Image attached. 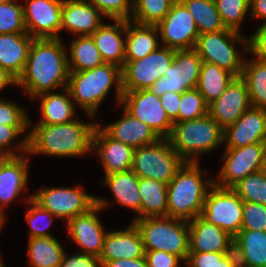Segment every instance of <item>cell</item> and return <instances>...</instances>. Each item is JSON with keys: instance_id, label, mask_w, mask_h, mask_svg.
<instances>
[{"instance_id": "1", "label": "cell", "mask_w": 266, "mask_h": 267, "mask_svg": "<svg viewBox=\"0 0 266 267\" xmlns=\"http://www.w3.org/2000/svg\"><path fill=\"white\" fill-rule=\"evenodd\" d=\"M61 38L34 39L22 74L16 80L32 100L56 88H66L69 68Z\"/></svg>"}, {"instance_id": "2", "label": "cell", "mask_w": 266, "mask_h": 267, "mask_svg": "<svg viewBox=\"0 0 266 267\" xmlns=\"http://www.w3.org/2000/svg\"><path fill=\"white\" fill-rule=\"evenodd\" d=\"M97 123L78 119L66 124L35 125L26 135L28 154L56 157L82 156L92 152L93 132Z\"/></svg>"}, {"instance_id": "3", "label": "cell", "mask_w": 266, "mask_h": 267, "mask_svg": "<svg viewBox=\"0 0 266 267\" xmlns=\"http://www.w3.org/2000/svg\"><path fill=\"white\" fill-rule=\"evenodd\" d=\"M199 162H185L167 184V216L192 220L201 216L209 188L215 180H203Z\"/></svg>"}, {"instance_id": "4", "label": "cell", "mask_w": 266, "mask_h": 267, "mask_svg": "<svg viewBox=\"0 0 266 267\" xmlns=\"http://www.w3.org/2000/svg\"><path fill=\"white\" fill-rule=\"evenodd\" d=\"M113 84L116 88L117 103L120 104L123 95L122 69L117 65L104 63L86 71H69L67 88L72 100L80 105L92 120Z\"/></svg>"}, {"instance_id": "5", "label": "cell", "mask_w": 266, "mask_h": 267, "mask_svg": "<svg viewBox=\"0 0 266 267\" xmlns=\"http://www.w3.org/2000/svg\"><path fill=\"white\" fill-rule=\"evenodd\" d=\"M167 139L185 162H199L200 154L224 144V130L207 114L199 119L174 123Z\"/></svg>"}, {"instance_id": "6", "label": "cell", "mask_w": 266, "mask_h": 267, "mask_svg": "<svg viewBox=\"0 0 266 267\" xmlns=\"http://www.w3.org/2000/svg\"><path fill=\"white\" fill-rule=\"evenodd\" d=\"M145 251H165L186 262L189 254V224L187 220L169 216L145 217L133 220Z\"/></svg>"}, {"instance_id": "7", "label": "cell", "mask_w": 266, "mask_h": 267, "mask_svg": "<svg viewBox=\"0 0 266 267\" xmlns=\"http://www.w3.org/2000/svg\"><path fill=\"white\" fill-rule=\"evenodd\" d=\"M231 29L204 33L198 36L194 50L204 62H209L228 70L235 77H241L244 60L235 48V43H242L243 52L248 53V39Z\"/></svg>"}, {"instance_id": "8", "label": "cell", "mask_w": 266, "mask_h": 267, "mask_svg": "<svg viewBox=\"0 0 266 267\" xmlns=\"http://www.w3.org/2000/svg\"><path fill=\"white\" fill-rule=\"evenodd\" d=\"M184 163L168 139L160 138L153 144L134 149L131 170L139 178L168 184Z\"/></svg>"}, {"instance_id": "9", "label": "cell", "mask_w": 266, "mask_h": 267, "mask_svg": "<svg viewBox=\"0 0 266 267\" xmlns=\"http://www.w3.org/2000/svg\"><path fill=\"white\" fill-rule=\"evenodd\" d=\"M243 202L232 188L214 184L206 195L201 217L235 237L241 231Z\"/></svg>"}, {"instance_id": "10", "label": "cell", "mask_w": 266, "mask_h": 267, "mask_svg": "<svg viewBox=\"0 0 266 267\" xmlns=\"http://www.w3.org/2000/svg\"><path fill=\"white\" fill-rule=\"evenodd\" d=\"M176 50L161 47L134 61H125L122 68L123 91L148 90L164 77L165 70L173 63Z\"/></svg>"}, {"instance_id": "11", "label": "cell", "mask_w": 266, "mask_h": 267, "mask_svg": "<svg viewBox=\"0 0 266 267\" xmlns=\"http://www.w3.org/2000/svg\"><path fill=\"white\" fill-rule=\"evenodd\" d=\"M202 59L194 49L176 50L173 63L165 70L164 77L148 90L158 97L165 93H180L195 89L198 84Z\"/></svg>"}, {"instance_id": "12", "label": "cell", "mask_w": 266, "mask_h": 267, "mask_svg": "<svg viewBox=\"0 0 266 267\" xmlns=\"http://www.w3.org/2000/svg\"><path fill=\"white\" fill-rule=\"evenodd\" d=\"M81 187L43 188L32 195V199L55 218L67 220L88 212L96 205V196Z\"/></svg>"}, {"instance_id": "13", "label": "cell", "mask_w": 266, "mask_h": 267, "mask_svg": "<svg viewBox=\"0 0 266 267\" xmlns=\"http://www.w3.org/2000/svg\"><path fill=\"white\" fill-rule=\"evenodd\" d=\"M132 117L147 124L159 138L167 139L173 121L163 109L160 97L149 90L123 91L119 105Z\"/></svg>"}, {"instance_id": "14", "label": "cell", "mask_w": 266, "mask_h": 267, "mask_svg": "<svg viewBox=\"0 0 266 267\" xmlns=\"http://www.w3.org/2000/svg\"><path fill=\"white\" fill-rule=\"evenodd\" d=\"M265 154L266 142L225 148V161L214 184L221 188H232L249 174L260 171Z\"/></svg>"}, {"instance_id": "15", "label": "cell", "mask_w": 266, "mask_h": 267, "mask_svg": "<svg viewBox=\"0 0 266 267\" xmlns=\"http://www.w3.org/2000/svg\"><path fill=\"white\" fill-rule=\"evenodd\" d=\"M157 27L164 47L175 50L194 49L199 36L198 28L193 16L180 0L174 2Z\"/></svg>"}, {"instance_id": "16", "label": "cell", "mask_w": 266, "mask_h": 267, "mask_svg": "<svg viewBox=\"0 0 266 267\" xmlns=\"http://www.w3.org/2000/svg\"><path fill=\"white\" fill-rule=\"evenodd\" d=\"M108 203L110 202L105 198L96 197V205L93 208L67 222L68 233L80 246L82 253L100 257L107 232L97 214L104 210Z\"/></svg>"}, {"instance_id": "17", "label": "cell", "mask_w": 266, "mask_h": 267, "mask_svg": "<svg viewBox=\"0 0 266 267\" xmlns=\"http://www.w3.org/2000/svg\"><path fill=\"white\" fill-rule=\"evenodd\" d=\"M23 19L34 39L60 38L63 0H26Z\"/></svg>"}, {"instance_id": "18", "label": "cell", "mask_w": 266, "mask_h": 267, "mask_svg": "<svg viewBox=\"0 0 266 267\" xmlns=\"http://www.w3.org/2000/svg\"><path fill=\"white\" fill-rule=\"evenodd\" d=\"M250 107L247 86L241 77H235L223 94L208 104V114L225 130L238 121Z\"/></svg>"}, {"instance_id": "19", "label": "cell", "mask_w": 266, "mask_h": 267, "mask_svg": "<svg viewBox=\"0 0 266 267\" xmlns=\"http://www.w3.org/2000/svg\"><path fill=\"white\" fill-rule=\"evenodd\" d=\"M266 142V109L248 108L238 121L224 130L226 148Z\"/></svg>"}, {"instance_id": "20", "label": "cell", "mask_w": 266, "mask_h": 267, "mask_svg": "<svg viewBox=\"0 0 266 267\" xmlns=\"http://www.w3.org/2000/svg\"><path fill=\"white\" fill-rule=\"evenodd\" d=\"M97 150L105 175L132 169L134 148L112 139L99 123L94 129L92 149Z\"/></svg>"}, {"instance_id": "21", "label": "cell", "mask_w": 266, "mask_h": 267, "mask_svg": "<svg viewBox=\"0 0 266 267\" xmlns=\"http://www.w3.org/2000/svg\"><path fill=\"white\" fill-rule=\"evenodd\" d=\"M189 252H231L233 239L228 232L201 216L189 220Z\"/></svg>"}, {"instance_id": "22", "label": "cell", "mask_w": 266, "mask_h": 267, "mask_svg": "<svg viewBox=\"0 0 266 267\" xmlns=\"http://www.w3.org/2000/svg\"><path fill=\"white\" fill-rule=\"evenodd\" d=\"M145 257L141 234L132 222L125 230L107 232L99 259L105 265L116 259H137Z\"/></svg>"}, {"instance_id": "23", "label": "cell", "mask_w": 266, "mask_h": 267, "mask_svg": "<svg viewBox=\"0 0 266 267\" xmlns=\"http://www.w3.org/2000/svg\"><path fill=\"white\" fill-rule=\"evenodd\" d=\"M102 15L88 0H63L60 30L91 36L103 24Z\"/></svg>"}, {"instance_id": "24", "label": "cell", "mask_w": 266, "mask_h": 267, "mask_svg": "<svg viewBox=\"0 0 266 267\" xmlns=\"http://www.w3.org/2000/svg\"><path fill=\"white\" fill-rule=\"evenodd\" d=\"M28 158L25 156L0 157V210L4 212L28 183Z\"/></svg>"}, {"instance_id": "25", "label": "cell", "mask_w": 266, "mask_h": 267, "mask_svg": "<svg viewBox=\"0 0 266 267\" xmlns=\"http://www.w3.org/2000/svg\"><path fill=\"white\" fill-rule=\"evenodd\" d=\"M112 21L110 25L103 23L91 37L104 62L122 69L125 65L126 20Z\"/></svg>"}, {"instance_id": "26", "label": "cell", "mask_w": 266, "mask_h": 267, "mask_svg": "<svg viewBox=\"0 0 266 267\" xmlns=\"http://www.w3.org/2000/svg\"><path fill=\"white\" fill-rule=\"evenodd\" d=\"M33 40L28 33L0 34V67L16 80L24 70Z\"/></svg>"}, {"instance_id": "27", "label": "cell", "mask_w": 266, "mask_h": 267, "mask_svg": "<svg viewBox=\"0 0 266 267\" xmlns=\"http://www.w3.org/2000/svg\"><path fill=\"white\" fill-rule=\"evenodd\" d=\"M120 120L101 128L114 140L131 147L153 144L160 138L153 130L139 119L132 117L125 110Z\"/></svg>"}, {"instance_id": "28", "label": "cell", "mask_w": 266, "mask_h": 267, "mask_svg": "<svg viewBox=\"0 0 266 267\" xmlns=\"http://www.w3.org/2000/svg\"><path fill=\"white\" fill-rule=\"evenodd\" d=\"M157 25H142L126 20L125 61H134L159 48Z\"/></svg>"}, {"instance_id": "29", "label": "cell", "mask_w": 266, "mask_h": 267, "mask_svg": "<svg viewBox=\"0 0 266 267\" xmlns=\"http://www.w3.org/2000/svg\"><path fill=\"white\" fill-rule=\"evenodd\" d=\"M239 266L266 267V231L241 230L233 239Z\"/></svg>"}, {"instance_id": "30", "label": "cell", "mask_w": 266, "mask_h": 267, "mask_svg": "<svg viewBox=\"0 0 266 267\" xmlns=\"http://www.w3.org/2000/svg\"><path fill=\"white\" fill-rule=\"evenodd\" d=\"M64 93L48 92L34 99H40L41 119L36 125L66 124L76 120L74 102L69 89L63 88Z\"/></svg>"}, {"instance_id": "31", "label": "cell", "mask_w": 266, "mask_h": 267, "mask_svg": "<svg viewBox=\"0 0 266 267\" xmlns=\"http://www.w3.org/2000/svg\"><path fill=\"white\" fill-rule=\"evenodd\" d=\"M103 181L111 190L116 202L135 211L139 214L136 219H140L139 177L132 170H127L105 175Z\"/></svg>"}, {"instance_id": "32", "label": "cell", "mask_w": 266, "mask_h": 267, "mask_svg": "<svg viewBox=\"0 0 266 267\" xmlns=\"http://www.w3.org/2000/svg\"><path fill=\"white\" fill-rule=\"evenodd\" d=\"M141 195L140 219L167 216V184L147 178H139Z\"/></svg>"}, {"instance_id": "33", "label": "cell", "mask_w": 266, "mask_h": 267, "mask_svg": "<svg viewBox=\"0 0 266 267\" xmlns=\"http://www.w3.org/2000/svg\"><path fill=\"white\" fill-rule=\"evenodd\" d=\"M234 78L235 76L228 70L213 63L202 61L196 89L203 96L204 101L210 104L223 94Z\"/></svg>"}, {"instance_id": "34", "label": "cell", "mask_w": 266, "mask_h": 267, "mask_svg": "<svg viewBox=\"0 0 266 267\" xmlns=\"http://www.w3.org/2000/svg\"><path fill=\"white\" fill-rule=\"evenodd\" d=\"M69 52V71H86L105 63L91 36H78L73 39Z\"/></svg>"}, {"instance_id": "35", "label": "cell", "mask_w": 266, "mask_h": 267, "mask_svg": "<svg viewBox=\"0 0 266 267\" xmlns=\"http://www.w3.org/2000/svg\"><path fill=\"white\" fill-rule=\"evenodd\" d=\"M28 256L32 267H59L64 250L56 238H29Z\"/></svg>"}, {"instance_id": "36", "label": "cell", "mask_w": 266, "mask_h": 267, "mask_svg": "<svg viewBox=\"0 0 266 267\" xmlns=\"http://www.w3.org/2000/svg\"><path fill=\"white\" fill-rule=\"evenodd\" d=\"M241 78L247 86L251 106L266 109V62L256 58L245 61Z\"/></svg>"}, {"instance_id": "37", "label": "cell", "mask_w": 266, "mask_h": 267, "mask_svg": "<svg viewBox=\"0 0 266 267\" xmlns=\"http://www.w3.org/2000/svg\"><path fill=\"white\" fill-rule=\"evenodd\" d=\"M196 22L199 35L226 29L215 0H180Z\"/></svg>"}, {"instance_id": "38", "label": "cell", "mask_w": 266, "mask_h": 267, "mask_svg": "<svg viewBox=\"0 0 266 267\" xmlns=\"http://www.w3.org/2000/svg\"><path fill=\"white\" fill-rule=\"evenodd\" d=\"M176 0H133L131 21L142 25H158Z\"/></svg>"}, {"instance_id": "39", "label": "cell", "mask_w": 266, "mask_h": 267, "mask_svg": "<svg viewBox=\"0 0 266 267\" xmlns=\"http://www.w3.org/2000/svg\"><path fill=\"white\" fill-rule=\"evenodd\" d=\"M232 189L244 202L266 205V179L260 171L249 174Z\"/></svg>"}, {"instance_id": "40", "label": "cell", "mask_w": 266, "mask_h": 267, "mask_svg": "<svg viewBox=\"0 0 266 267\" xmlns=\"http://www.w3.org/2000/svg\"><path fill=\"white\" fill-rule=\"evenodd\" d=\"M225 28L240 32V24L250 11V0H215Z\"/></svg>"}, {"instance_id": "41", "label": "cell", "mask_w": 266, "mask_h": 267, "mask_svg": "<svg viewBox=\"0 0 266 267\" xmlns=\"http://www.w3.org/2000/svg\"><path fill=\"white\" fill-rule=\"evenodd\" d=\"M9 0L0 4V34L27 33L23 5Z\"/></svg>"}, {"instance_id": "42", "label": "cell", "mask_w": 266, "mask_h": 267, "mask_svg": "<svg viewBox=\"0 0 266 267\" xmlns=\"http://www.w3.org/2000/svg\"><path fill=\"white\" fill-rule=\"evenodd\" d=\"M208 114V104L195 88L181 94L178 123L202 118Z\"/></svg>"}, {"instance_id": "43", "label": "cell", "mask_w": 266, "mask_h": 267, "mask_svg": "<svg viewBox=\"0 0 266 267\" xmlns=\"http://www.w3.org/2000/svg\"><path fill=\"white\" fill-rule=\"evenodd\" d=\"M25 202L29 203V205H31L32 207L27 211L25 216L30 227L29 238L52 237V235L49 234L46 229L49 228V226L53 223L55 216L46 209L42 208L39 204H37L32 199V195L29 196ZM43 219L48 220L44 222L42 221Z\"/></svg>"}, {"instance_id": "44", "label": "cell", "mask_w": 266, "mask_h": 267, "mask_svg": "<svg viewBox=\"0 0 266 267\" xmlns=\"http://www.w3.org/2000/svg\"><path fill=\"white\" fill-rule=\"evenodd\" d=\"M28 127L31 126H5L0 125V157L3 156H18L14 152V149L17 150V153L27 154V139L24 138L23 141H20L17 146L13 148L12 142H14L15 138L19 135L23 134ZM9 146V148H8ZM11 146V149H10ZM13 148V150H12ZM8 149V150H7Z\"/></svg>"}, {"instance_id": "45", "label": "cell", "mask_w": 266, "mask_h": 267, "mask_svg": "<svg viewBox=\"0 0 266 267\" xmlns=\"http://www.w3.org/2000/svg\"><path fill=\"white\" fill-rule=\"evenodd\" d=\"M104 17L111 20H131L133 0H89ZM131 14V15H130Z\"/></svg>"}, {"instance_id": "46", "label": "cell", "mask_w": 266, "mask_h": 267, "mask_svg": "<svg viewBox=\"0 0 266 267\" xmlns=\"http://www.w3.org/2000/svg\"><path fill=\"white\" fill-rule=\"evenodd\" d=\"M241 230L266 231V205L243 202Z\"/></svg>"}, {"instance_id": "47", "label": "cell", "mask_w": 266, "mask_h": 267, "mask_svg": "<svg viewBox=\"0 0 266 267\" xmlns=\"http://www.w3.org/2000/svg\"><path fill=\"white\" fill-rule=\"evenodd\" d=\"M25 111L16 103L0 98V125L29 126L31 122Z\"/></svg>"}, {"instance_id": "48", "label": "cell", "mask_w": 266, "mask_h": 267, "mask_svg": "<svg viewBox=\"0 0 266 267\" xmlns=\"http://www.w3.org/2000/svg\"><path fill=\"white\" fill-rule=\"evenodd\" d=\"M145 259L147 267H180L183 261L179 256L160 250L145 251Z\"/></svg>"}, {"instance_id": "49", "label": "cell", "mask_w": 266, "mask_h": 267, "mask_svg": "<svg viewBox=\"0 0 266 267\" xmlns=\"http://www.w3.org/2000/svg\"><path fill=\"white\" fill-rule=\"evenodd\" d=\"M248 52L254 54L256 59L266 62V22L248 38Z\"/></svg>"}, {"instance_id": "50", "label": "cell", "mask_w": 266, "mask_h": 267, "mask_svg": "<svg viewBox=\"0 0 266 267\" xmlns=\"http://www.w3.org/2000/svg\"><path fill=\"white\" fill-rule=\"evenodd\" d=\"M59 267H104V264L97 256L78 252L67 257L64 252Z\"/></svg>"}, {"instance_id": "51", "label": "cell", "mask_w": 266, "mask_h": 267, "mask_svg": "<svg viewBox=\"0 0 266 267\" xmlns=\"http://www.w3.org/2000/svg\"><path fill=\"white\" fill-rule=\"evenodd\" d=\"M163 109L173 123H178V111L180 108L181 94L180 93H165L160 97Z\"/></svg>"}, {"instance_id": "52", "label": "cell", "mask_w": 266, "mask_h": 267, "mask_svg": "<svg viewBox=\"0 0 266 267\" xmlns=\"http://www.w3.org/2000/svg\"><path fill=\"white\" fill-rule=\"evenodd\" d=\"M187 267H215L216 252H189Z\"/></svg>"}, {"instance_id": "53", "label": "cell", "mask_w": 266, "mask_h": 267, "mask_svg": "<svg viewBox=\"0 0 266 267\" xmlns=\"http://www.w3.org/2000/svg\"><path fill=\"white\" fill-rule=\"evenodd\" d=\"M215 267H239L234 250L231 252H216Z\"/></svg>"}, {"instance_id": "54", "label": "cell", "mask_w": 266, "mask_h": 267, "mask_svg": "<svg viewBox=\"0 0 266 267\" xmlns=\"http://www.w3.org/2000/svg\"><path fill=\"white\" fill-rule=\"evenodd\" d=\"M104 267H147L145 257L137 259H116L108 261Z\"/></svg>"}, {"instance_id": "55", "label": "cell", "mask_w": 266, "mask_h": 267, "mask_svg": "<svg viewBox=\"0 0 266 267\" xmlns=\"http://www.w3.org/2000/svg\"><path fill=\"white\" fill-rule=\"evenodd\" d=\"M252 17L262 18L266 22V0H250Z\"/></svg>"}, {"instance_id": "56", "label": "cell", "mask_w": 266, "mask_h": 267, "mask_svg": "<svg viewBox=\"0 0 266 267\" xmlns=\"http://www.w3.org/2000/svg\"><path fill=\"white\" fill-rule=\"evenodd\" d=\"M9 84H16V79L0 67V91Z\"/></svg>"}, {"instance_id": "57", "label": "cell", "mask_w": 266, "mask_h": 267, "mask_svg": "<svg viewBox=\"0 0 266 267\" xmlns=\"http://www.w3.org/2000/svg\"><path fill=\"white\" fill-rule=\"evenodd\" d=\"M260 172L262 173L263 177L266 179V154L263 159V163L260 168Z\"/></svg>"}, {"instance_id": "58", "label": "cell", "mask_w": 266, "mask_h": 267, "mask_svg": "<svg viewBox=\"0 0 266 267\" xmlns=\"http://www.w3.org/2000/svg\"><path fill=\"white\" fill-rule=\"evenodd\" d=\"M4 212H2L1 210H0V230H1V228H2V226L4 225V220H5V215L3 214Z\"/></svg>"}, {"instance_id": "59", "label": "cell", "mask_w": 266, "mask_h": 267, "mask_svg": "<svg viewBox=\"0 0 266 267\" xmlns=\"http://www.w3.org/2000/svg\"><path fill=\"white\" fill-rule=\"evenodd\" d=\"M0 267H5L1 258H0Z\"/></svg>"}, {"instance_id": "60", "label": "cell", "mask_w": 266, "mask_h": 267, "mask_svg": "<svg viewBox=\"0 0 266 267\" xmlns=\"http://www.w3.org/2000/svg\"><path fill=\"white\" fill-rule=\"evenodd\" d=\"M7 1H9V0H0V4L4 3V2H7Z\"/></svg>"}]
</instances>
